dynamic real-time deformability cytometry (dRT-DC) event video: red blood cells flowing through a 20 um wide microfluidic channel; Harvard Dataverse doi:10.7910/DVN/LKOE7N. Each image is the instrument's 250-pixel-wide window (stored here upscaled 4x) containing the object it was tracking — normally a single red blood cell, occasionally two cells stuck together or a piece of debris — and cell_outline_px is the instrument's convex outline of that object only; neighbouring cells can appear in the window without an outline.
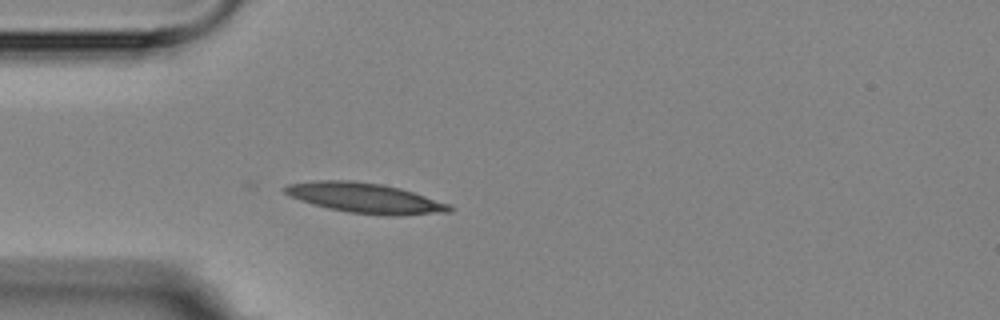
{"species": "Egyptian fruit bat (a non-hibernating species)", "species_latin": "Rousettus aegyptiacus", "temperature_condition": "room temperature", "stored_images_in_passage": 2, "camera_frame_rate_fps": 3000, "um_per_image_px": 0.085, "animal": {"sex": "female"}, "frame": {"image": 1, "passage_image": 2, "time_ms": 2.0, "image_size_px": [1000, 320], "cell_outline_px": [[452, 212], [400, 216], [388, 216], [348, 212], [328, 208], [312, 204], [300, 200], [284, 192], [280, 188], [288, 184], [316, 180], [352, 180], [380, 184], [400, 188], [448, 204], [452, 208]], "centroid_in_image_um": [31.0, 16.84], "position_along_channel_um": 54.0, "area_um2": 28.78}}